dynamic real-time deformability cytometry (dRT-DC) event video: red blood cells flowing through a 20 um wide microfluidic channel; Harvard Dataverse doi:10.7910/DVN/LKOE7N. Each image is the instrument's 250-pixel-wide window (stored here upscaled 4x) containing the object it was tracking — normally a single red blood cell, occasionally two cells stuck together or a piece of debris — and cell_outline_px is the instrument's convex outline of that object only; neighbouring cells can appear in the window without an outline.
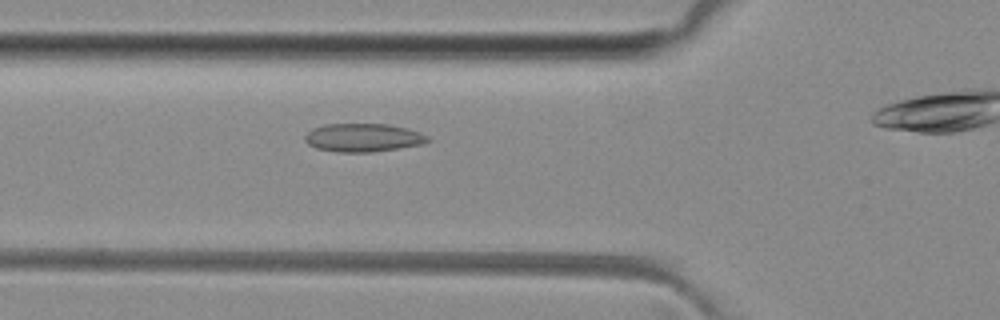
{"species": "common noctule bat (a hibernating species)", "species_latin": "Nyctalus noctula", "temperature_condition": "room temperature", "stored_images_in_passage": 33, "camera_frame_rate_fps": 3000, "um_per_image_px": 0.085, "animal": {"sex": "female", "body_mass_g": 29.2, "forearm_length_mm": 56.3}, "frame": {"image": 1, "passage_image": 10, "time_ms": 3.0, "image_size_px": [1000, 320], "cell_outline_px": [[432, 140], [424, 144], [372, 152], [340, 152], [316, 148], [308, 144], [304, 140], [304, 136], [312, 128], [324, 124], [388, 124], [420, 132], [428, 136]], "centroid_in_image_um": [30.87, 11.7], "position_along_channel_um": 94.9, "area_um2": 20.29}}
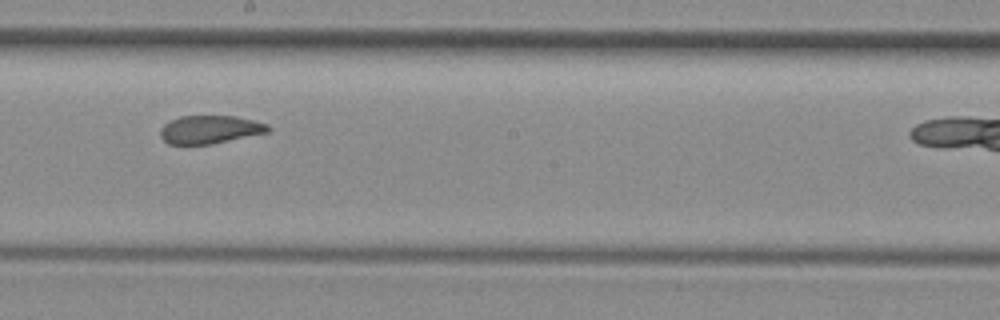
{"frame": {"image": 2, "passage_image": 20, "time_ms": 6.333, "image_size_px": [1000, 320], "cell_outline_px": [[272, 128], [268, 132], [212, 144], [168, 144], [160, 136], [160, 128], [164, 124], [180, 116], [236, 116], [268, 124]], "centroid_in_image_um": [17.84, 11.01], "position_along_channel_um": 230.4, "area_um2": 17.63}}
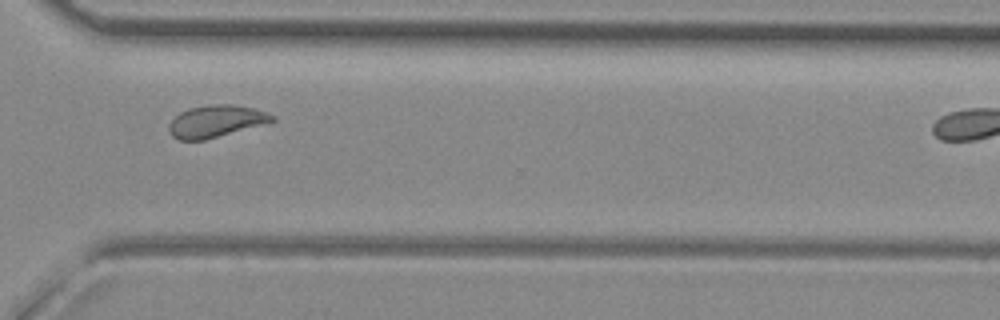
{"frame": {"image": 3, "passage_image": 29, "time_ms": 9.333, "image_size_px": [1000, 320], "cell_outline_px": [[276, 120], [204, 140], [180, 140], [172, 136], [168, 128], [168, 124], [180, 112], [188, 108], [212, 104], [232, 104], [252, 108], [276, 116]], "centroid_in_image_um": [18.31, 10.3], "position_along_channel_um": 352.3, "area_um2": 18.96}}